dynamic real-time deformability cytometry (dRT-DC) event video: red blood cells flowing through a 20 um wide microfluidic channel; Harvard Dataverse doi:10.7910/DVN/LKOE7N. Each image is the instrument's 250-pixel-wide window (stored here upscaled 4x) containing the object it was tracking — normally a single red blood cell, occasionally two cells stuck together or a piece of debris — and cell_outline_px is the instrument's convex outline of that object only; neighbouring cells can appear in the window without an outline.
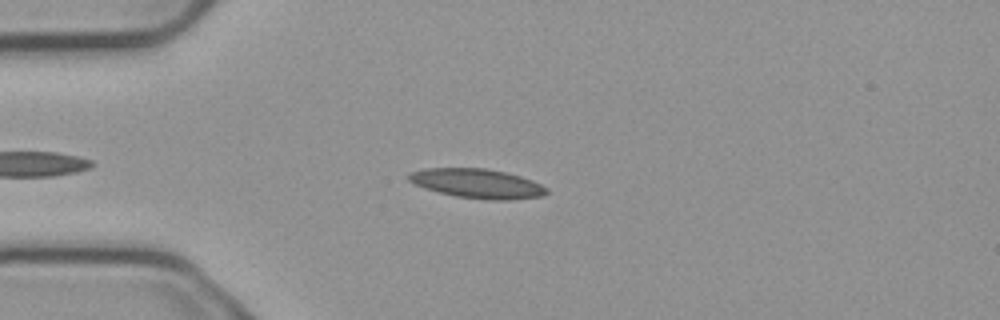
{"species": "common noctule bat (a hibernating species)", "species_latin": "Nyctalus noctula", "temperature_condition": "cold", "stored_images_in_passage": 6, "camera_frame_rate_fps": 3000, "um_per_image_px": 0.085, "animal": {"sex": "male", "body_mass_g": 23.1, "forearm_length_mm": 52.7}, "frame": {"image": 1, "passage_image": 4, "time_ms": 1.0, "image_size_px": [1000, 320], "cell_outline_px": [[548, 192], [544, 196], [508, 200], [488, 200], [456, 196], [424, 188], [408, 180], [408, 172], [424, 168], [484, 168], [504, 172], [520, 176], [532, 180], [548, 188]], "centroid_in_image_um": [40.57, 15.6], "position_along_channel_um": 44.4, "area_um2": 23.58}}
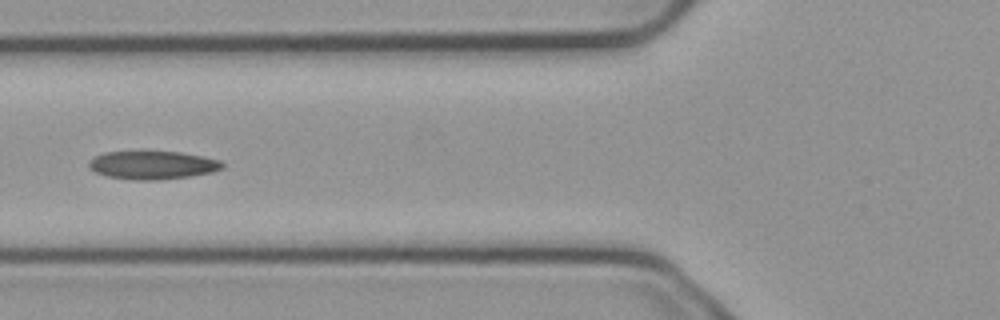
{"frame": {"image": 2, "passage_image": 6, "time_ms": 1.667, "image_size_px": [1000, 320], "cell_outline_px": [[224, 168], [212, 172], [192, 176], [156, 180], [132, 180], [108, 176], [96, 172], [88, 168], [88, 160], [92, 156], [104, 152], [180, 152], [204, 156], [220, 160], [224, 164]], "centroid_in_image_um": [12.96, 14.03], "position_along_channel_um": 112.8, "area_um2": 22.14}}